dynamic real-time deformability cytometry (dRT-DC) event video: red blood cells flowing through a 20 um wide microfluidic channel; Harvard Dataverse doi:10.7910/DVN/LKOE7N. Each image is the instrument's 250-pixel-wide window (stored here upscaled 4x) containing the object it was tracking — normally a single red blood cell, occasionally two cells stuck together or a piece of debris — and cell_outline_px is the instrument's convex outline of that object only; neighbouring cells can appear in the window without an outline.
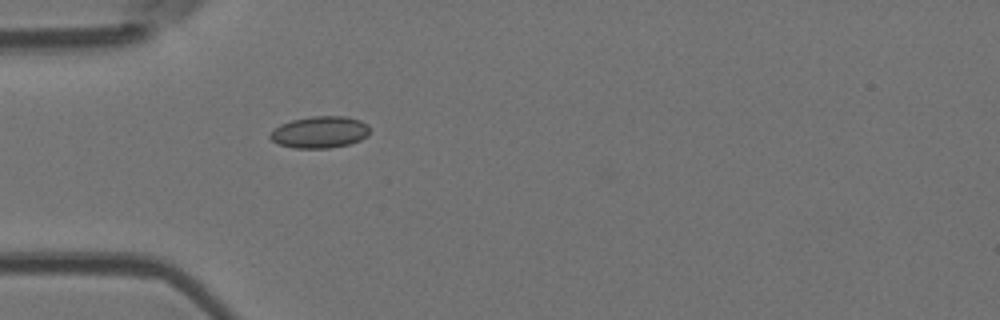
{"species": "Egyptian fruit bat (a non-hibernating species)", "species_latin": "Rousettus aegyptiacus", "temperature_condition": "room temperature", "stored_images_in_passage": 5, "camera_frame_rate_fps": 3000, "um_per_image_px": 0.085, "animal": {"sex": "female"}, "frame": {"image": 1, "passage_image": 5, "time_ms": 4.667, "image_size_px": [1000, 320], "cell_outline_px": [[368, 136], [360, 140], [348, 144], [328, 148], [292, 148], [276, 144], [268, 136], [280, 124], [292, 120], [312, 116], [348, 116], [360, 120], [368, 124]], "centroid_in_image_um": [27.18, 11.23], "position_along_channel_um": 57.8, "area_um2": 18.5}}